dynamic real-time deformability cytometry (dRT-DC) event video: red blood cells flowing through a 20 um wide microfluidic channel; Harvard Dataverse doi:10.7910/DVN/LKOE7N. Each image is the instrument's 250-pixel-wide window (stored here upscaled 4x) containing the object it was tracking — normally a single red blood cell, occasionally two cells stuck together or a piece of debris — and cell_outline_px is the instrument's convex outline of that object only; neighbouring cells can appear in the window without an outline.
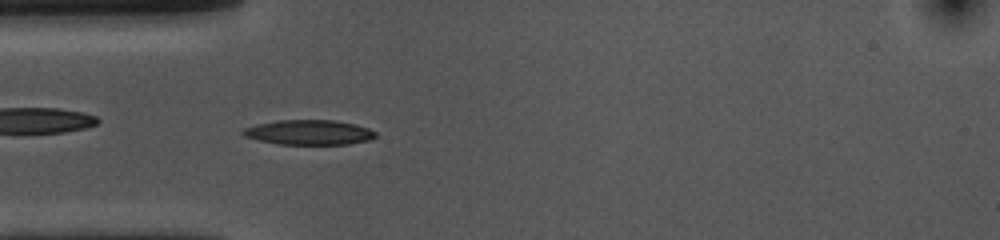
{"species": "common noctule bat (a hibernating species)", "species_latin": "Nyctalus noctula", "temperature_condition": "cold", "stored_images_in_passage": 52, "camera_frame_rate_fps": 3000, "um_per_image_px": 0.085, "animal": {"sex": "female", "body_mass_g": 10.0, "forearm_length_mm": 53.1}, "frame": {"image": 1, "passage_image": 13, "time_ms": 4.0, "image_size_px": [1000, 240], "cell_outline_px": [[376, 136], [368, 140], [348, 144], [280, 144], [260, 140], [244, 136], [240, 132], [244, 128], [256, 124], [280, 120], [336, 120], [356, 124], [368, 128], [376, 132]], "centroid_in_image_um": [26.27, 11.24], "position_along_channel_um": 58.7, "area_um2": 19.13}}
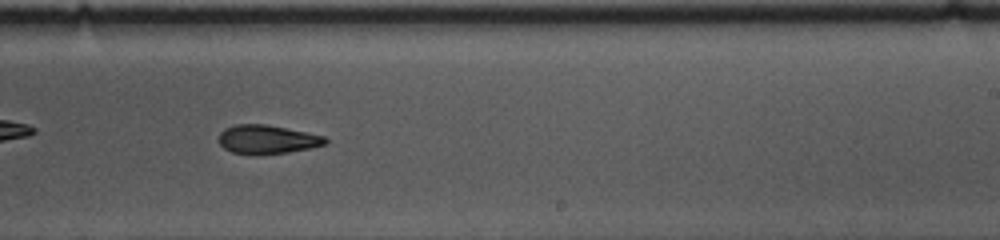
{"frame": {"image": 2, "passage_image": 30, "time_ms": 9.667, "image_size_px": [1000, 240], "cell_outline_px": [[328, 140], [324, 144], [308, 148], [288, 152], [252, 156], [232, 152], [224, 148], [220, 144], [220, 132], [224, 128], [236, 124], [264, 124], [324, 136]], "centroid_in_image_um": [22.65, 11.86], "position_along_channel_um": 266.4, "area_um2": 17.74}}
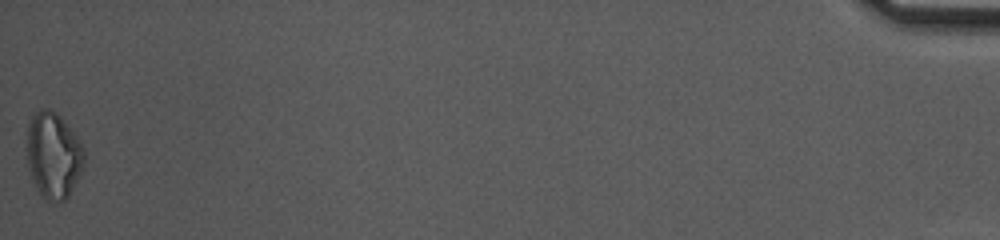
{"frame": {"image": 3, "passage_image": 52, "time_ms": 17.0, "image_size_px": [1000, 240], "cell_outline_px": [[84, 164], [68, 196], [60, 204], [48, 204], [36, 188], [28, 168], [28, 124], [32, 116], [40, 108], [48, 108], [56, 112], [60, 116], [76, 136], [84, 148]], "centroid_in_image_um": [4.53, 13.23], "position_along_channel_um": 430.7, "area_um2": 28.73}, "authors_computed_cell_mechanics": {"area_um2": 18.4671, "velocity_mm_per_s": 3.6747, "shape_relaxation_time_tau1_ms": 4.1306, "shape_relaxation_time_tau2_ms": 8.2381, "deformation_change_tau1": 0.1367, "deformation_change_tau2": 0.179}}